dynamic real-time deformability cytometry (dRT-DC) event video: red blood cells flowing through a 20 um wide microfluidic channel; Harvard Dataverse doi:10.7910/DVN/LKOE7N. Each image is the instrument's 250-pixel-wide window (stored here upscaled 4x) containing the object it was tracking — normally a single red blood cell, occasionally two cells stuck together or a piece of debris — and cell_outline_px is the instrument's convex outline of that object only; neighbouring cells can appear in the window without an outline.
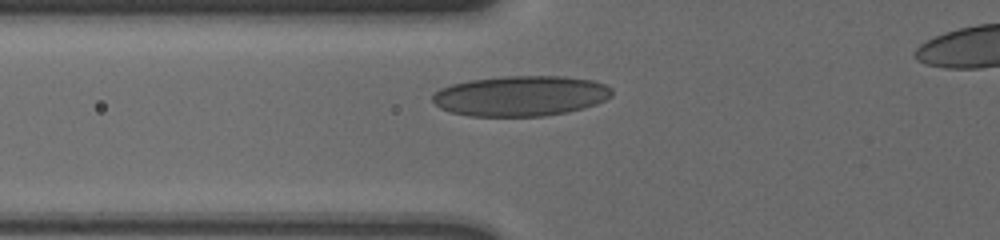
{"species": "human", "species_latin": "Homo sapiens", "temperature_condition": "cold", "stored_images_in_passage": 31, "camera_frame_rate_fps": 3000, "um_per_image_px": 0.085, "donor": {"sex": "male"}, "frame": {"image": 1, "passage_image": 2, "time_ms": 0.333, "image_size_px": [1000, 240], "cell_outline_px": [[612, 96], [596, 104], [584, 108], [568, 112], [544, 116], [468, 116], [452, 112], [440, 108], [432, 100], [432, 96], [440, 88], [452, 84], [468, 80], [504, 76], [564, 76], [592, 80], [604, 84], [612, 88]], "centroid_in_image_um": [44.27, 8.15], "position_along_channel_um": 81.5, "area_um2": 42.31}}
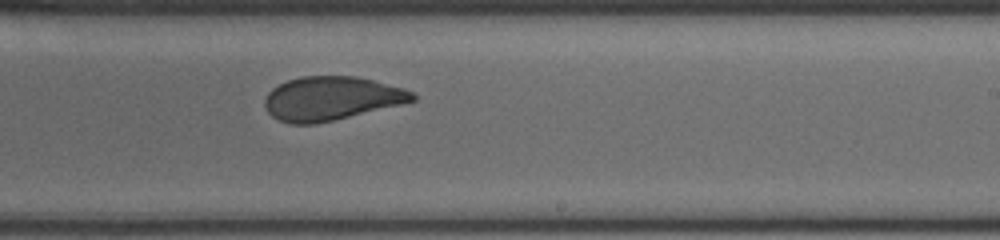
{"frame": {"image": 2, "passage_image": 17, "time_ms": 5.333, "image_size_px": [1000, 240], "cell_outline_px": [[416, 100], [400, 104], [316, 124], [292, 124], [280, 120], [272, 116], [268, 112], [264, 104], [264, 100], [268, 92], [272, 88], [288, 80], [304, 76], [356, 76], [404, 88], [412, 92], [416, 96]], "centroid_in_image_um": [28.13, 8.36], "position_along_channel_um": 260.9, "area_um2": 37.28}}
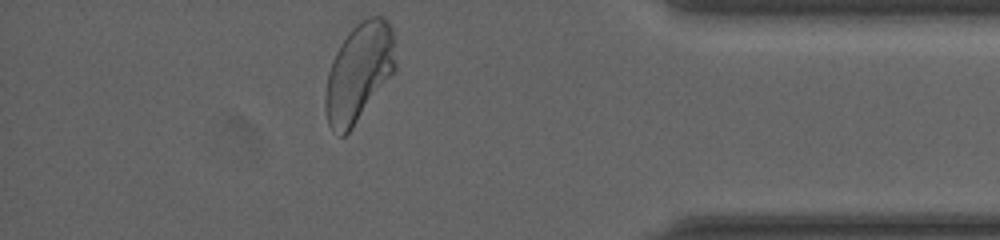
{"frame": {"image": 3, "passage_image": 31, "time_ms": 10.0, "image_size_px": [1000, 240], "cell_outline_px": [[396, 68], [352, 128], [344, 136], [340, 136], [328, 124], [324, 108], [324, 96], [328, 72], [332, 60], [340, 44], [348, 32], [360, 20], [368, 16], [384, 16], [388, 20], [392, 28], [396, 64]], "centroid_in_image_um": [30.49, 6.12], "position_along_channel_um": 404.7, "area_um2": 40.11}, "authors_computed_cell_mechanics": {"area_um2": 38.7838, "velocity_mm_per_s": 3.5834, "shape_relaxation_time_tau1_ms": 6.2484, "shape_relaxation_time_tau2_ms": null, "deformation_change_tau1": 0.1487, "deformation_change_tau2": null}}